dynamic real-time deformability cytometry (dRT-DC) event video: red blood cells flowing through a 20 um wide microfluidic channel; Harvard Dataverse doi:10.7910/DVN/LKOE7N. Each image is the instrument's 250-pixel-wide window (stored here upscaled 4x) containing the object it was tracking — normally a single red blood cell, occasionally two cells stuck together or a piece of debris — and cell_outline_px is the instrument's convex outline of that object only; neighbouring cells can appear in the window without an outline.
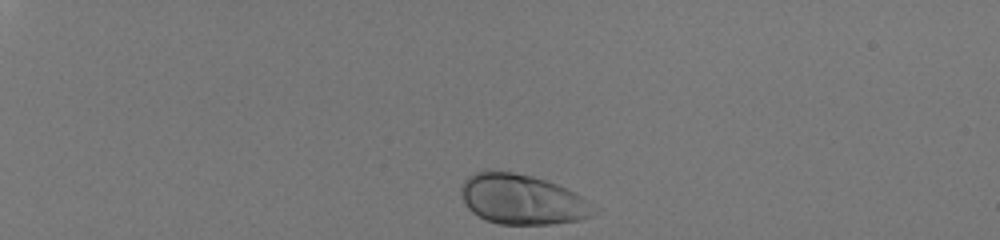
{"species": "human", "species_latin": "Homo sapiens", "temperature_condition": "room temperature", "stored_images_in_passage": 37, "camera_frame_rate_fps": 3000, "um_per_image_px": 0.085, "donor": {"sex": "male"}, "frame": {"image": 1, "passage_image": 1, "time_ms": 0.0, "image_size_px": [1000, 240], "cell_outline_px": [[592, 216], [580, 220], [552, 224], [500, 224], [484, 220], [472, 212], [468, 208], [460, 192], [460, 188], [464, 180], [468, 176], [476, 172], [512, 172], [532, 176], [556, 184], [576, 192], [588, 200]], "centroid_in_image_um": [44.34, 16.96], "position_along_channel_um": 40.7, "area_um2": 38.21}}
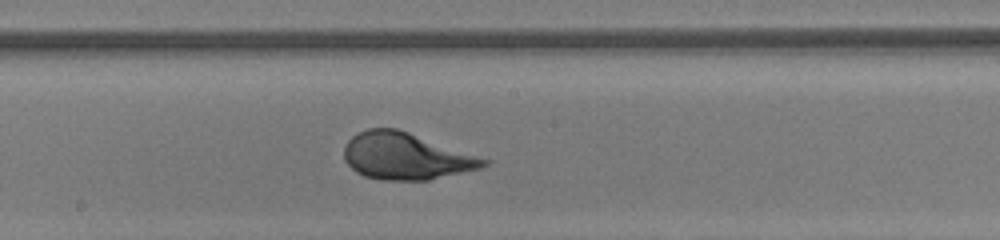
{"frame": {"image": 2, "passage_image": 21, "time_ms": 6.667, "image_size_px": [1000, 240], "cell_outline_px": [[488, 164], [480, 168], [428, 180], [380, 180], [364, 176], [356, 172], [344, 160], [344, 144], [352, 136], [368, 128], [396, 128], [408, 132], [488, 160]], "centroid_in_image_um": [34.42, 13.28], "position_along_channel_um": 213.8, "area_um2": 37.51}}
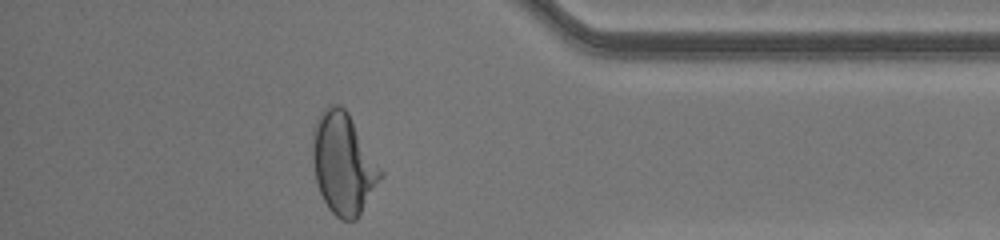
{"frame": {"image": 3, "passage_image": 36, "time_ms": 11.667, "image_size_px": [1000, 240], "cell_outline_px": [[384, 176], [356, 220], [340, 220], [328, 208], [320, 192], [316, 180], [312, 160], [312, 128], [320, 112], [328, 104], [340, 104], [348, 112], [384, 172]], "centroid_in_image_um": [29.18, 13.88], "position_along_channel_um": 406.0, "area_um2": 40.52}, "authors_computed_cell_mechanics": {"area_um2": 37.6278, "velocity_mm_per_s": 4.0975, "shape_relaxation_time_tau1_ms": 3.4626, "shape_relaxation_time_tau2_ms": null, "deformation_change_tau1": 0.1955, "deformation_change_tau2": null}}